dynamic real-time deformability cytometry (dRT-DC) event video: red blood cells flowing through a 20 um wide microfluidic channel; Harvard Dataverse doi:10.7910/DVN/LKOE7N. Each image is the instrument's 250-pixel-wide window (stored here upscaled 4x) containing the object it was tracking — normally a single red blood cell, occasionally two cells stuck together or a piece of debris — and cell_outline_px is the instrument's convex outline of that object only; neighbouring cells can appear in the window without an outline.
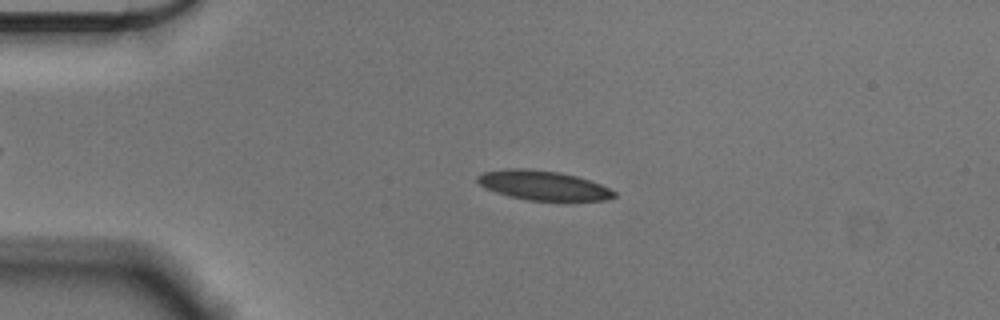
{"species": "Egyptian fruit bat (a non-hibernating species)", "species_latin": "Rousettus aegyptiacus", "temperature_condition": "cold", "stored_images_in_passage": 55, "camera_frame_rate_fps": 3000, "um_per_image_px": 0.085, "animal": {"sex": "male"}, "frame": {"image": 1, "passage_image": 12, "time_ms": 3.667, "image_size_px": [1000, 320], "cell_outline_px": [[616, 196], [608, 200], [528, 200], [508, 196], [496, 192], [480, 184], [476, 180], [476, 176], [484, 172], [508, 168], [528, 168], [560, 172], [576, 176], [600, 184], [616, 192]], "centroid_in_image_um": [46.16, 15.75], "position_along_channel_um": 38.8, "area_um2": 23.29}}
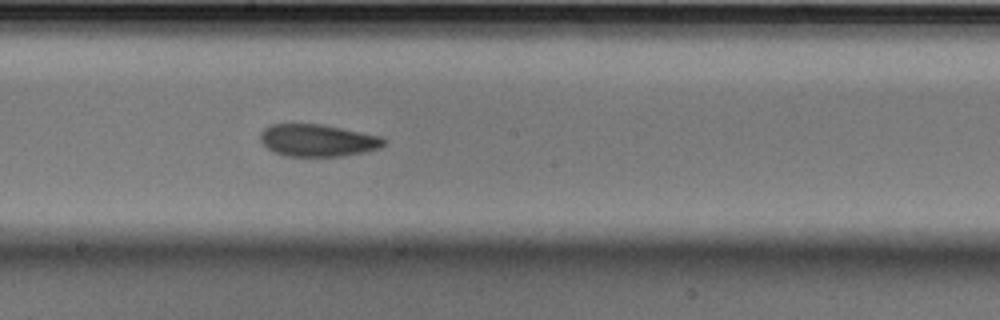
{"frame": {"image": 2, "passage_image": 30, "time_ms": 9.667, "image_size_px": [1000, 320], "cell_outline_px": [[388, 140], [380, 148], [364, 152], [344, 156], [284, 156], [272, 152], [260, 140], [260, 132], [264, 128], [272, 124], [320, 124], [380, 136]], "centroid_in_image_um": [26.99, 11.94], "position_along_channel_um": 221.2, "area_um2": 23.18}}
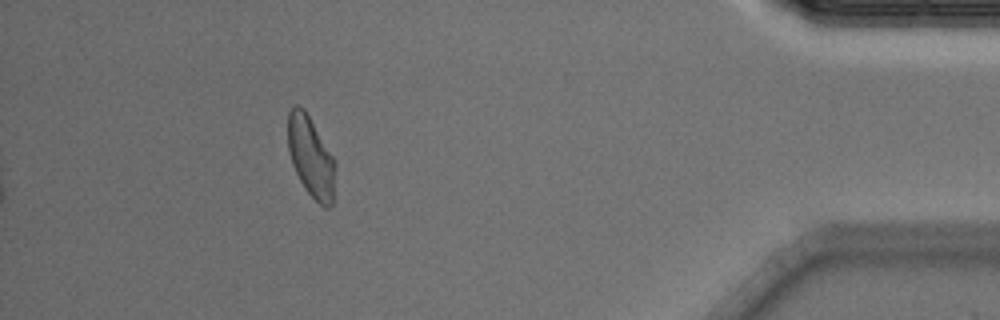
{"frame": {"image": 3, "passage_image": 50, "time_ms": 16.333, "image_size_px": [1000, 320], "cell_outline_px": [[336, 168], [332, 204], [328, 208], [324, 208], [308, 192], [300, 180], [292, 164], [288, 152], [288, 112], [296, 104], [304, 108], [336, 160]], "centroid_in_image_um": [26.44, 13.32], "position_along_channel_um": 408.8, "area_um2": 22.37}, "authors_computed_cell_mechanics": {"area_um2": 23.3512, "velocity_mm_per_s": 3.5695, "shape_relaxation_time_tau1_ms": 4.1915, "shape_relaxation_time_tau2_ms": 2.5076, "deformation_change_tau1": 0.1202, "deformation_change_tau2": 0.0769}}